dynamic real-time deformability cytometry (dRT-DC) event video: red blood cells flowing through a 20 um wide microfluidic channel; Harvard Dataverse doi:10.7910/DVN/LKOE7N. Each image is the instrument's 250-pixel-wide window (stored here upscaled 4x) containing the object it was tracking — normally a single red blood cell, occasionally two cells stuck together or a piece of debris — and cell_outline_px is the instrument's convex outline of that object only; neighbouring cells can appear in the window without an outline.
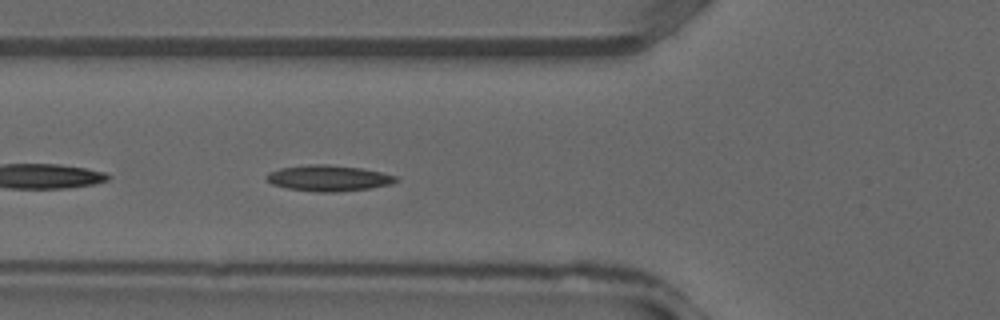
{"species": "common noctule bat (a hibernating species)", "species_latin": "Nyctalus noctula", "temperature_condition": "warm", "stored_images_in_passage": 32, "camera_frame_rate_fps": 3000, "um_per_image_px": 0.085, "animal": {"sex": "male", "forearm_length_mm": 52.5}, "frame": {"image": 1, "passage_image": 13, "time_ms": 4.0, "image_size_px": [1000, 320], "cell_outline_px": [[396, 180], [392, 184], [372, 188], [336, 192], [316, 192], [288, 188], [272, 184], [264, 176], [268, 172], [280, 168], [312, 164], [328, 164], [360, 168], [380, 172], [396, 176]], "centroid_in_image_um": [27.9, 15.14], "position_along_channel_um": 97.9, "area_um2": 19.48}}
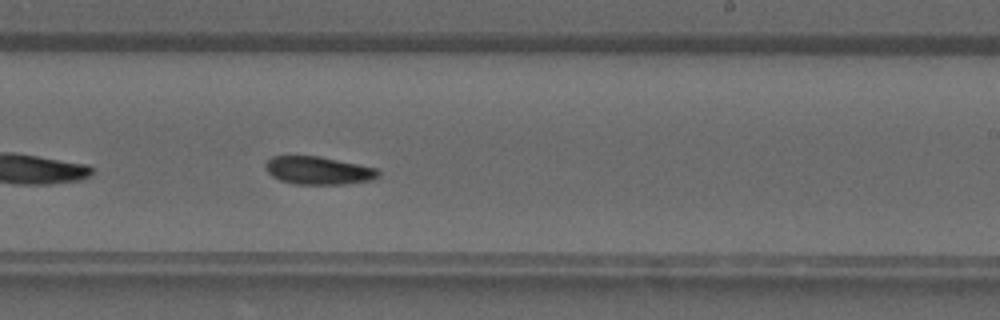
{"frame": {"image": 2, "passage_image": 22, "time_ms": 7.0, "image_size_px": [1000, 320], "cell_outline_px": [[380, 176], [372, 180], [344, 184], [296, 184], [280, 180], [272, 176], [264, 168], [264, 164], [272, 156], [316, 156], [376, 168], [380, 172]], "centroid_in_image_um": [27.04, 14.5], "position_along_channel_um": 262.0, "area_um2": 18.21}}